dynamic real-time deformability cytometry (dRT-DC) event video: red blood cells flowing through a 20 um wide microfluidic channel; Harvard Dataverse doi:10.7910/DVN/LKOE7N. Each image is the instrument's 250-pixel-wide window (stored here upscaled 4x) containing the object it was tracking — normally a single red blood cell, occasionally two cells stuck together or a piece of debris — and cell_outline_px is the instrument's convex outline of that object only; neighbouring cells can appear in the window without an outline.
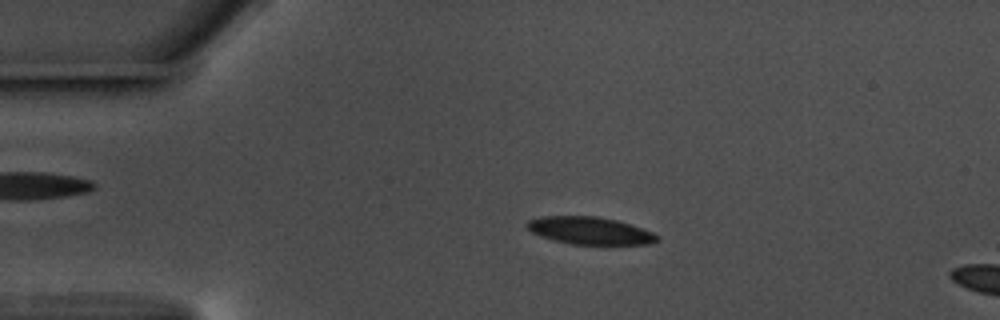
{"species": "common noctule bat (a hibernating species)", "species_latin": "Nyctalus noctula", "temperature_condition": "warm", "stored_images_in_passage": 57, "camera_frame_rate_fps": 3000, "um_per_image_px": 0.085, "animal": {"sex": "male", "body_mass_g": 17.5, "forearm_length_mm": 52.3}, "frame": {"image": 1, "passage_image": 12, "time_ms": 3.667, "image_size_px": [1000, 320], "cell_outline_px": [[660, 240], [652, 244], [572, 244], [540, 236], [532, 232], [524, 224], [528, 220], [540, 216], [596, 216], [616, 220], [652, 232], [660, 236]], "centroid_in_image_um": [50.13, 19.6], "position_along_channel_um": 34.9, "area_um2": 20.69}}
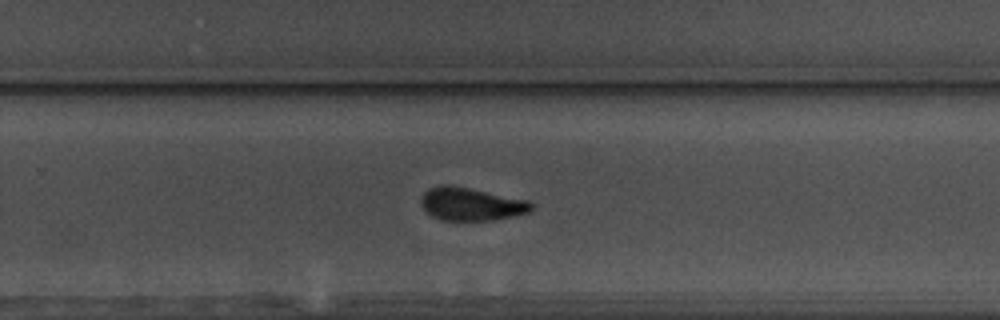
{"frame": {"image": 2, "passage_image": 37, "time_ms": 12.0, "image_size_px": [1000, 320], "cell_outline_px": [[532, 208], [528, 212], [512, 216], [492, 220], [440, 220], [432, 216], [420, 204], [420, 200], [424, 192], [428, 188], [440, 184], [448, 184], [528, 200], [532, 204]], "centroid_in_image_um": [39.99, 17.34], "position_along_channel_um": 289.8, "area_um2": 21.04}}
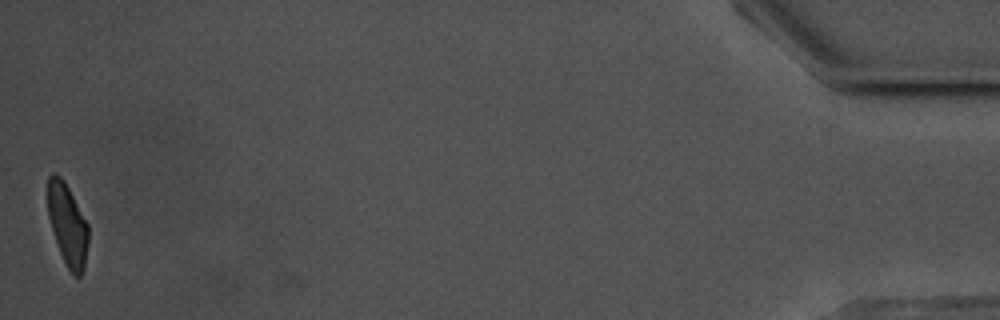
{"frame": {"image": 3, "passage_image": 57, "time_ms": 18.667, "image_size_px": [1000, 320], "cell_outline_px": [[88, 240], [84, 272], [80, 276], [72, 276], [60, 252], [48, 216], [48, 176], [52, 172], [56, 172], [64, 180], [88, 224]], "centroid_in_image_um": [5.75, 19.1], "position_along_channel_um": 429.5, "area_um2": 19.25}, "authors_computed_cell_mechanics": {"area_um2": 21.2126, "velocity_mm_per_s": 3.5492, "shape_relaxation_time_tau1_ms": 3.1054, "shape_relaxation_time_tau2_ms": 2.5752, "deformation_change_tau1": 0.1169, "deformation_change_tau2": 0.0838}}